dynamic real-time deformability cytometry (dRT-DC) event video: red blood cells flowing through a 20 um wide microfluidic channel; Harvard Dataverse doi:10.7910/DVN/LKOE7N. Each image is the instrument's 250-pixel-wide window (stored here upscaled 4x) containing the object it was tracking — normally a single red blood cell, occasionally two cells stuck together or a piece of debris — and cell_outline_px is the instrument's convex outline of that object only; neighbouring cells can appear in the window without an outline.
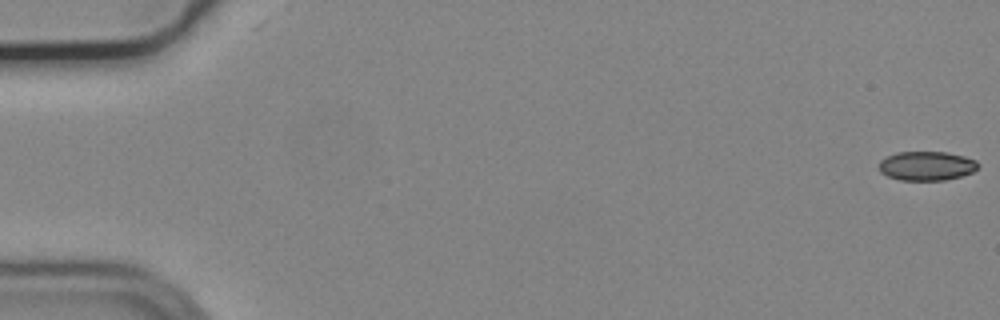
{"species": "common noctule bat (a hibernating species)", "species_latin": "Nyctalus noctula", "temperature_condition": "cold", "stored_images_in_passage": 56, "camera_frame_rate_fps": 3000, "um_per_image_px": 0.085, "animal": {"sex": "male", "body_mass_g": 19.2, "forearm_length_mm": 51.8}, "frame": {"image": 1, "passage_image": 1, "time_ms": 0.0, "image_size_px": [1000, 320], "cell_outline_px": [[980, 164], [972, 172], [960, 176], [944, 180], [900, 180], [888, 176], [880, 172], [880, 160], [896, 152], [948, 152], [964, 156], [976, 160]], "centroid_in_image_um": [78.77, 14.09], "position_along_channel_um": 6.2, "area_um2": 16.76}}
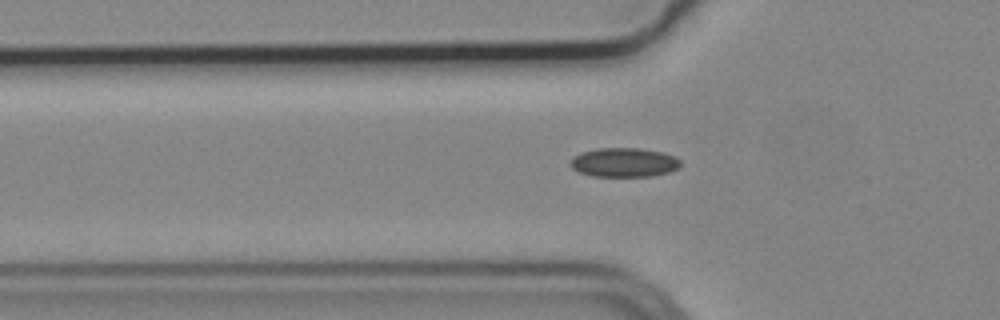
{"frame": {"image": 2, "passage_image": 19, "time_ms": 6.0, "image_size_px": [1000, 320], "cell_outline_px": [[680, 168], [668, 172], [652, 176], [592, 176], [580, 172], [572, 168], [568, 164], [572, 156], [580, 152], [596, 148], [640, 148], [664, 152], [676, 156], [680, 160]], "centroid_in_image_um": [53.03, 13.79], "position_along_channel_um": 72.8, "area_um2": 19.02}}
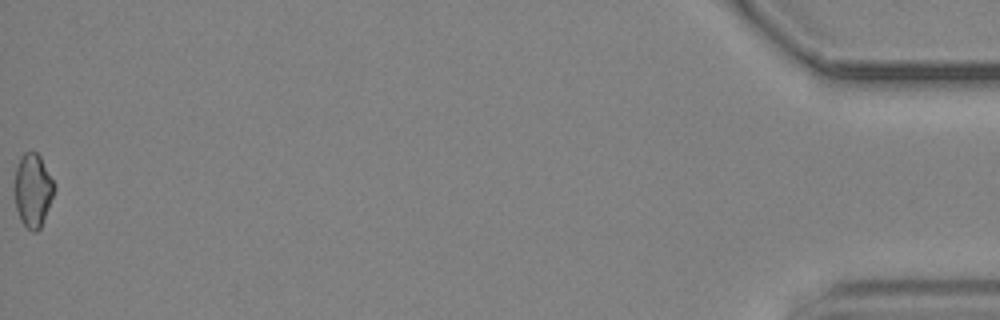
{"frame": {"image": 3, "passage_image": 56, "time_ms": 18.333, "image_size_px": [1000, 320], "cell_outline_px": [[56, 188], [40, 228], [36, 232], [32, 232], [20, 220], [16, 208], [16, 168], [20, 156], [24, 152], [36, 152], [40, 156], [56, 184]], "centroid_in_image_um": [2.82, 16.16], "position_along_channel_um": 432.4, "area_um2": 16.76}}